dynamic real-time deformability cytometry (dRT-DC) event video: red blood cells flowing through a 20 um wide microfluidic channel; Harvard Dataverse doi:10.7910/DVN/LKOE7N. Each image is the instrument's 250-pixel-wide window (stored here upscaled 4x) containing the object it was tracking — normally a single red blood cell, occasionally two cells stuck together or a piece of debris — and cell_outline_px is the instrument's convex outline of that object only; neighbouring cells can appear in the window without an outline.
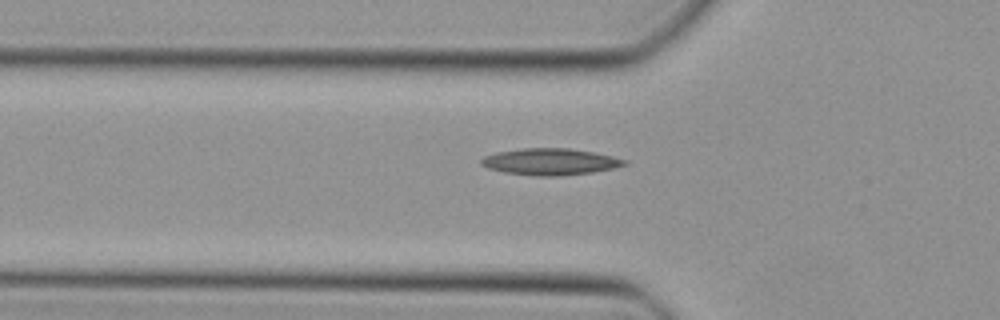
{"species": "Egyptian fruit bat (a non-hibernating species)", "species_latin": "Rousettus aegyptiacus", "temperature_condition": "cold", "stored_images_in_passage": 30, "camera_frame_rate_fps": 3000, "um_per_image_px": 0.085, "animal": {"sex": "female"}, "frame": {"image": 1, "passage_image": 4, "time_ms": 1.0, "image_size_px": [1000, 320], "cell_outline_px": [[628, 164], [612, 168], [592, 172], [560, 176], [536, 176], [504, 172], [488, 168], [480, 164], [480, 160], [484, 156], [496, 152], [524, 148], [568, 148], [596, 152], [628, 160]], "centroid_in_image_um": [46.77, 13.74], "position_along_channel_um": 79.0, "area_um2": 22.25}}
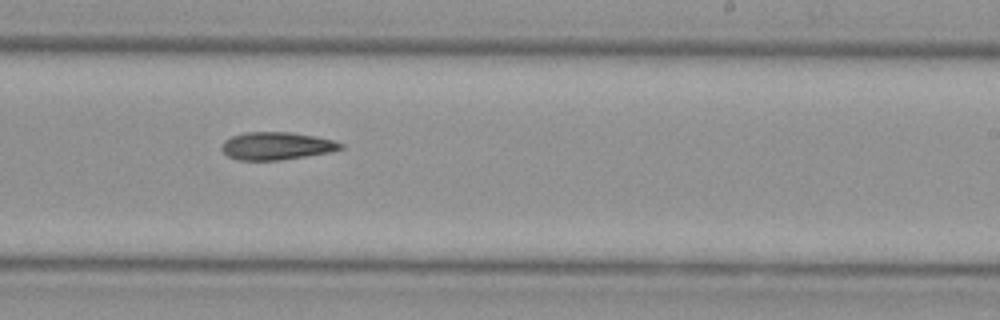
{"frame": {"image": 2, "passage_image": 17, "time_ms": 5.333, "image_size_px": [1000, 320], "cell_outline_px": [[344, 148], [332, 152], [280, 160], [236, 160], [228, 156], [220, 148], [224, 140], [232, 136], [244, 132], [292, 132], [316, 136], [332, 140], [344, 144]], "centroid_in_image_um": [23.51, 12.4], "position_along_channel_um": 265.5, "area_um2": 19.36}}
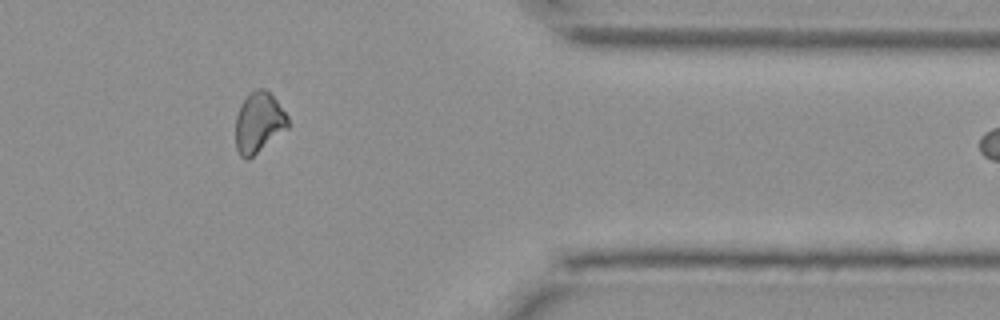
{"frame": {"image": 3, "passage_image": 27, "time_ms": 8.667, "image_size_px": [1000, 320], "cell_outline_px": [[288, 128], [248, 160], [244, 160], [240, 156], [236, 148], [236, 116], [240, 104], [256, 88], [264, 88], [276, 100], [288, 116]], "centroid_in_image_um": [21.98, 10.44], "position_along_channel_um": 389.4, "area_um2": 18.32}}